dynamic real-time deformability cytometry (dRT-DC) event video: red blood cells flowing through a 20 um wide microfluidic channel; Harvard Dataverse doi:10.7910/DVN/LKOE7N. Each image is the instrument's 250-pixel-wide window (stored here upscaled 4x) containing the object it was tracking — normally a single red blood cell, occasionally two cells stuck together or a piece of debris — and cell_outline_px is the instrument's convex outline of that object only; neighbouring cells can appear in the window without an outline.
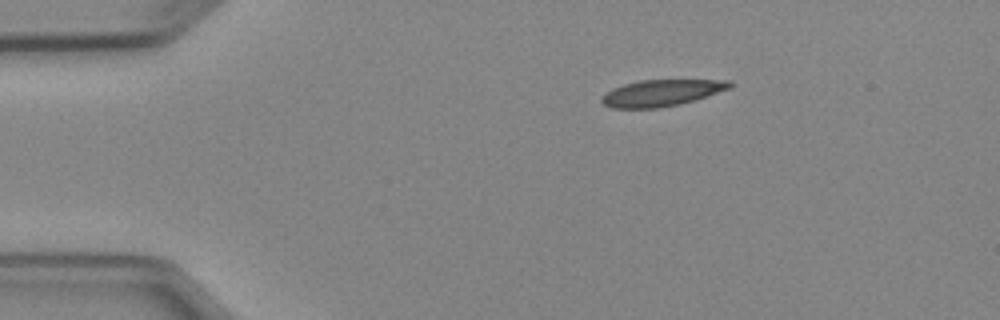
{"species": "Egyptian fruit bat (a non-hibernating species)", "species_latin": "Rousettus aegyptiacus", "temperature_condition": "cold", "stored_images_in_passage": 2, "camera_frame_rate_fps": 3000, "um_per_image_px": 0.085, "animal": {"sex": "female"}, "frame": {"image": 1, "passage_image": 1, "time_ms": 0.0, "image_size_px": [1000, 320], "cell_outline_px": [[732, 88], [680, 104], [656, 108], [612, 108], [604, 104], [600, 100], [600, 96], [612, 88], [624, 84], [640, 80], [732, 80]], "centroid_in_image_um": [56.21, 7.89], "position_along_channel_um": 28.8, "area_um2": 19.77}}